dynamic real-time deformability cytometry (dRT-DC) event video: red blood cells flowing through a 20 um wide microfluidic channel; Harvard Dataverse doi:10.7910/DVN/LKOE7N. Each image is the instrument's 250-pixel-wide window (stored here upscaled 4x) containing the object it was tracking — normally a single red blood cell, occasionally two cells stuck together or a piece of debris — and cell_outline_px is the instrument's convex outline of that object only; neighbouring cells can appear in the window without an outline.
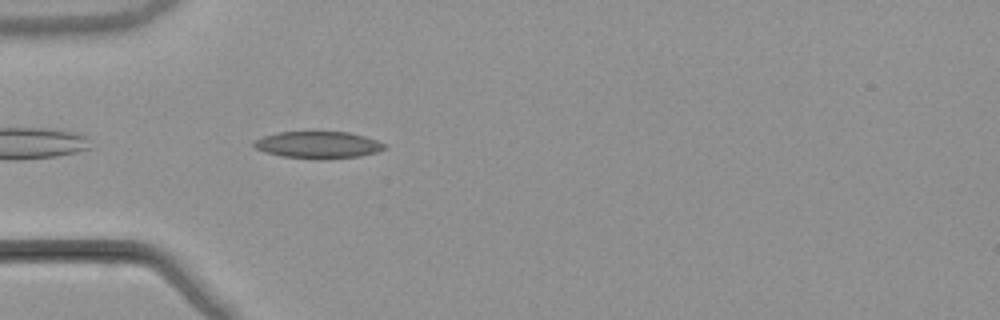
{"species": "common noctule bat (a hibernating species)", "species_latin": "Nyctalus noctula", "temperature_condition": "warm", "stored_images_in_passage": 8, "camera_frame_rate_fps": 3000, "um_per_image_px": 0.085, "animal": {"sex": "male", "body_mass_g": 21.5, "forearm_length_mm": 52.0}, "frame": {"image": 1, "passage_image": 2, "time_ms": 0.333, "image_size_px": [1000, 320], "cell_outline_px": [[388, 148], [376, 152], [360, 156], [324, 160], [316, 160], [280, 156], [264, 152], [256, 148], [252, 144], [252, 140], [276, 132], [348, 132], [364, 136], [388, 144]], "centroid_in_image_um": [27.04, 12.33], "position_along_channel_um": 58.0, "area_um2": 20.92}}
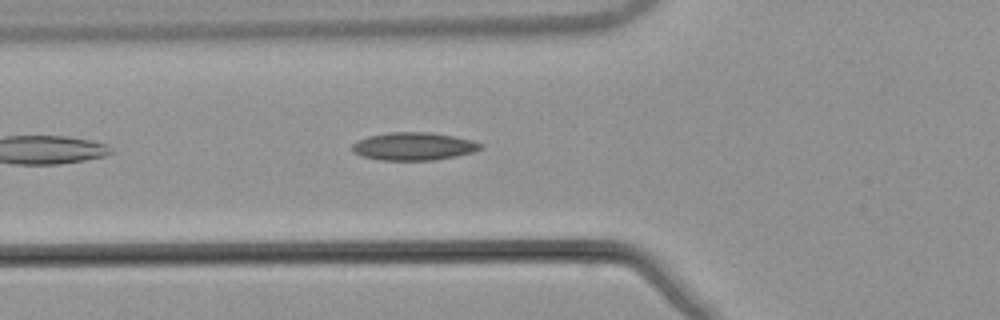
{"frame": {"image": 2, "passage_image": 5, "time_ms": 1.333, "image_size_px": [1000, 320], "cell_outline_px": [[484, 144], [476, 152], [436, 160], [380, 160], [364, 156], [352, 152], [352, 144], [368, 136], [392, 132], [428, 132], [452, 136], [472, 140]], "centroid_in_image_um": [35.19, 12.44], "position_along_channel_um": 90.6, "area_um2": 20.75}}